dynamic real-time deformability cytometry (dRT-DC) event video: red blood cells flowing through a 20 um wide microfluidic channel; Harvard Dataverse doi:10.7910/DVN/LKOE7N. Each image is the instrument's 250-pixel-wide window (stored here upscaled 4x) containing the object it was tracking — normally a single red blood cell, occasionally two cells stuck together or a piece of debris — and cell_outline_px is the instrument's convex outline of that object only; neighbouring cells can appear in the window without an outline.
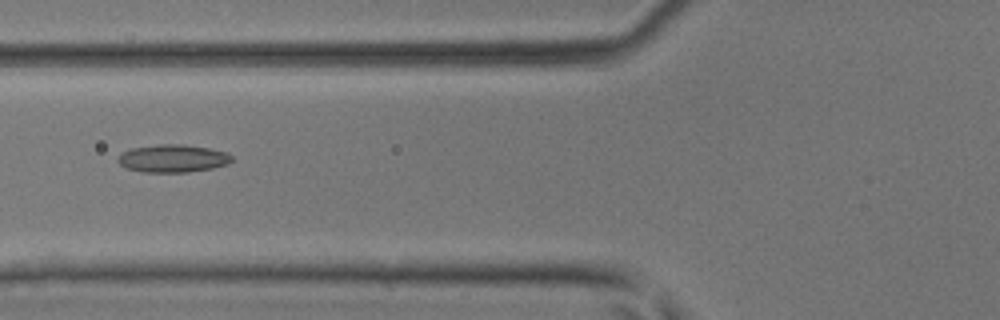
{"species": "common noctule bat (a hibernating species)", "species_latin": "Nyctalus noctula", "temperature_condition": "room temperature", "stored_images_in_passage": 32, "camera_frame_rate_fps": 3000, "um_per_image_px": 0.085, "animal": {"sex": "male", "body_mass_g": 17.9, "forearm_length_mm": 54.2}, "frame": {"image": 1, "passage_image": 4, "time_ms": 1.0, "image_size_px": [1000, 320], "cell_outline_px": [[232, 160], [228, 164], [212, 168], [188, 172], [144, 172], [128, 168], [120, 164], [116, 160], [124, 152], [132, 148], [160, 144], [184, 144], [208, 148], [228, 152], [232, 156]], "centroid_in_image_um": [14.73, 13.46], "position_along_channel_um": 111.1, "area_um2": 18.32}}
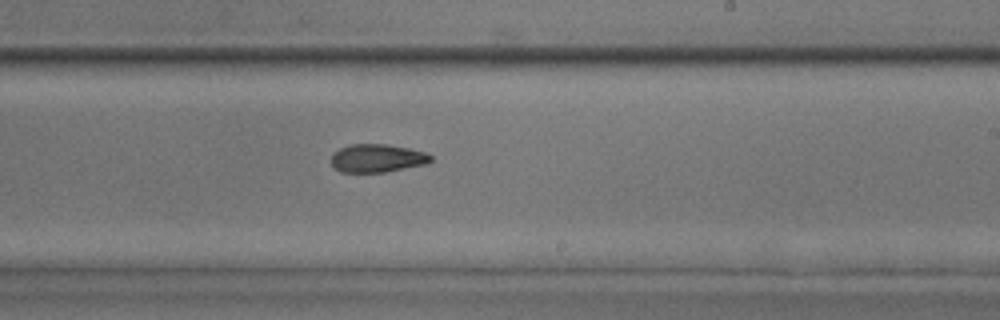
{"frame": {"image": 2, "passage_image": 14, "time_ms": 4.333, "image_size_px": [1000, 320], "cell_outline_px": [[432, 160], [428, 164], [384, 172], [340, 172], [332, 164], [332, 152], [340, 148], [352, 144], [388, 144], [408, 148], [424, 152], [432, 156]], "centroid_in_image_um": [32.07, 13.44], "position_along_channel_um": 256.9, "area_um2": 16.36}}
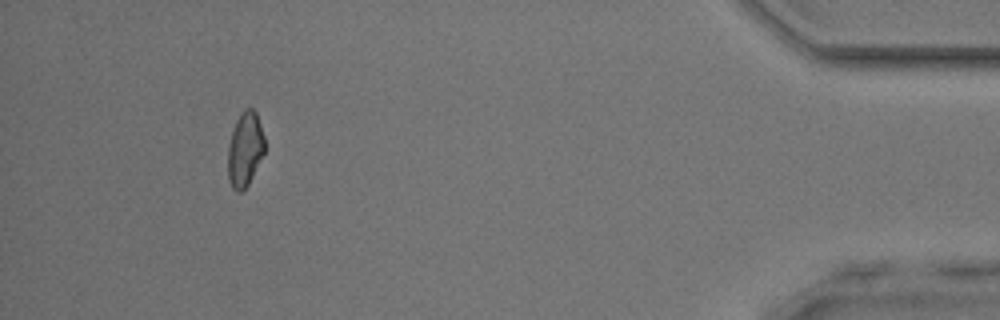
{"frame": {"image": 3, "passage_image": 29, "time_ms": 9.333, "image_size_px": [1000, 320], "cell_outline_px": [[264, 152], [248, 184], [240, 192], [236, 192], [232, 188], [228, 180], [228, 148], [232, 132], [236, 120], [240, 112], [244, 108], [252, 108], [256, 112], [264, 136]], "centroid_in_image_um": [20.81, 12.67], "position_along_channel_um": 414.4, "area_um2": 15.84}}